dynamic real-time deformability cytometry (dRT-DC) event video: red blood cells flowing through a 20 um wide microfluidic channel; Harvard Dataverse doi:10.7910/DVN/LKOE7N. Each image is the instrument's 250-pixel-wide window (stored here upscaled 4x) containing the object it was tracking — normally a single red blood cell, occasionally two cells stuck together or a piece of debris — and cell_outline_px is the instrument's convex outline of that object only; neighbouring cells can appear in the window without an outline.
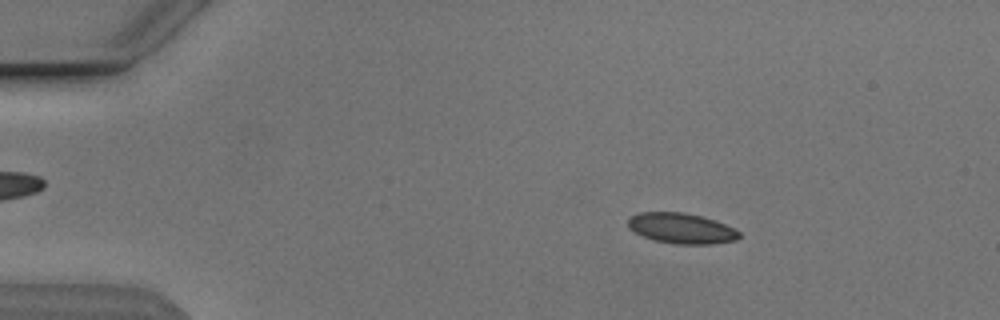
{"species": "Egyptian fruit bat (a non-hibernating species)", "species_latin": "Rousettus aegyptiacus", "temperature_condition": "cold", "stored_images_in_passage": 54, "camera_frame_rate_fps": 3000, "um_per_image_px": 0.085, "animal": {"sex": "male"}, "frame": {"image": 1, "passage_image": 9, "time_ms": 2.667, "image_size_px": [1000, 320], "cell_outline_px": [[740, 236], [736, 240], [712, 244], [676, 244], [656, 240], [644, 236], [628, 228], [628, 220], [632, 216], [640, 212], [684, 212], [700, 216], [736, 228], [740, 232]], "centroid_in_image_um": [57.94, 19.41], "position_along_channel_um": 27.1, "area_um2": 19.54}}
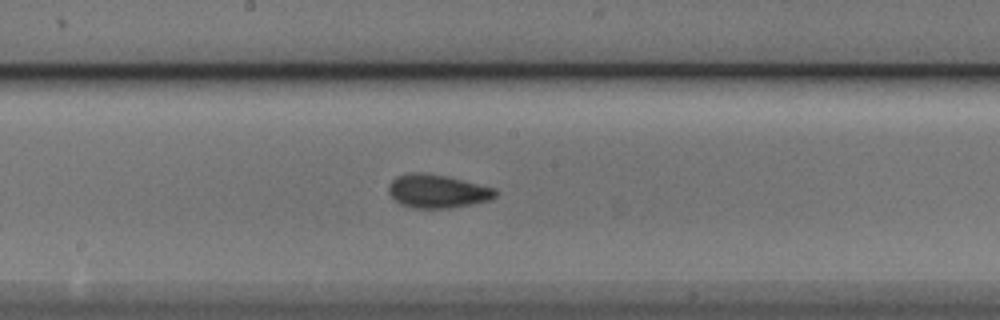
{"frame": {"image": 2, "passage_image": 29, "time_ms": 9.333, "image_size_px": [1000, 320], "cell_outline_px": [[496, 196], [488, 200], [472, 204], [448, 208], [408, 208], [400, 204], [388, 192], [388, 184], [396, 176], [412, 172], [420, 172], [444, 176], [496, 188]], "centroid_in_image_um": [37.13, 16.26], "position_along_channel_um": 211.1, "area_um2": 20.69}}
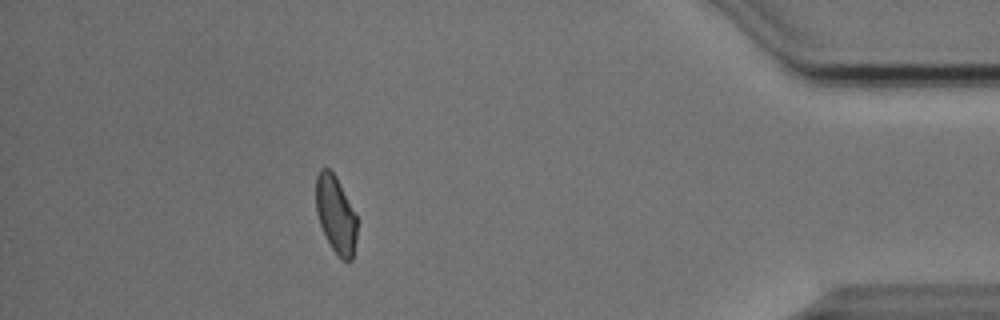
{"frame": {"image": 3, "passage_image": 48, "time_ms": 15.667, "image_size_px": [1000, 320], "cell_outline_px": [[356, 240], [352, 260], [344, 260], [332, 248], [320, 224], [316, 212], [316, 176], [320, 168], [328, 168], [336, 176], [356, 216]], "centroid_in_image_um": [28.52, 18.2], "position_along_channel_um": 406.7, "area_um2": 18.09}, "authors_computed_cell_mechanics": {"area_um2": 19.652, "velocity_mm_per_s": 3.8358, "shape_relaxation_time_tau1_ms": 3.5239, "shape_relaxation_time_tau2_ms": 1.1649, "deformation_change_tau1": 0.0981, "deformation_change_tau2": 0.0588}}